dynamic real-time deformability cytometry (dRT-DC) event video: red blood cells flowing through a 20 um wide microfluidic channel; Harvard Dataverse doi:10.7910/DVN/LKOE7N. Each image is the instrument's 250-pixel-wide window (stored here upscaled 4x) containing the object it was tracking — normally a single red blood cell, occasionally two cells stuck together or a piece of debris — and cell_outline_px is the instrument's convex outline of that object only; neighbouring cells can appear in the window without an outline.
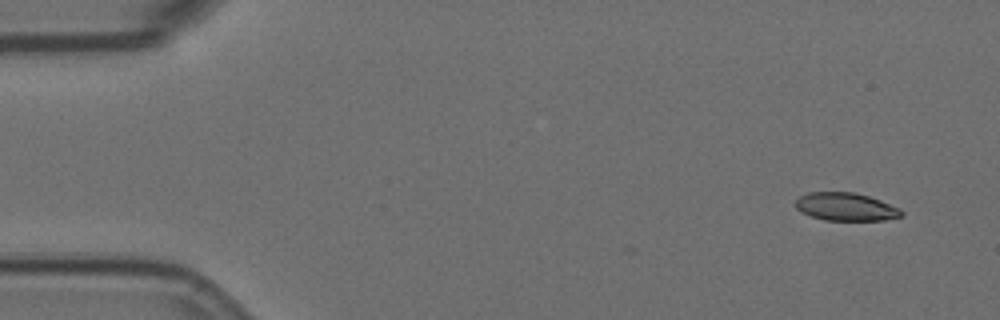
{"species": "Egyptian fruit bat (a non-hibernating species)", "species_latin": "Rousettus aegyptiacus", "temperature_condition": "room temperature", "stored_images_in_passage": 54, "camera_frame_rate_fps": 3000, "um_per_image_px": 0.085, "animal": {"sex": "female"}, "frame": {"image": 1, "passage_image": 1, "time_ms": 0.0, "image_size_px": [1000, 320], "cell_outline_px": [[904, 212], [900, 216], [884, 220], [824, 220], [800, 212], [796, 208], [796, 200], [800, 196], [808, 192], [856, 192], [880, 200], [900, 208]], "centroid_in_image_um": [71.88, 17.57], "position_along_channel_um": 13.1, "area_um2": 17.22}}
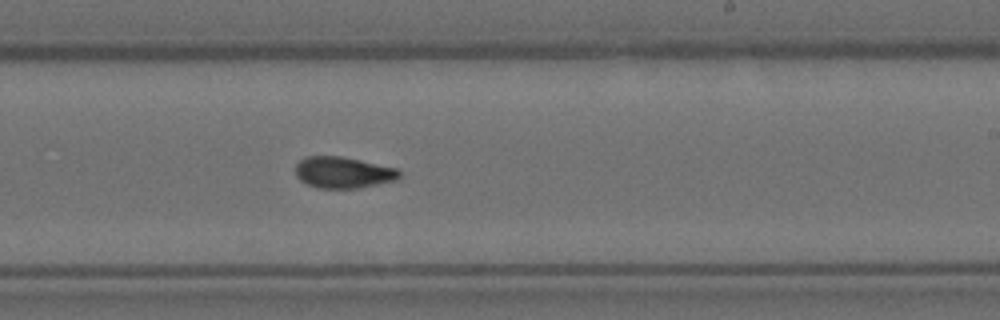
{"frame": {"image": 2, "passage_image": 31, "time_ms": 10.0, "image_size_px": [1000, 320], "cell_outline_px": [[400, 176], [396, 180], [360, 188], [316, 188], [300, 180], [296, 176], [296, 164], [300, 160], [308, 156], [340, 156], [360, 160], [396, 168], [400, 172]], "centroid_in_image_um": [29.16, 14.66], "position_along_channel_um": 259.8, "area_um2": 18.9}}
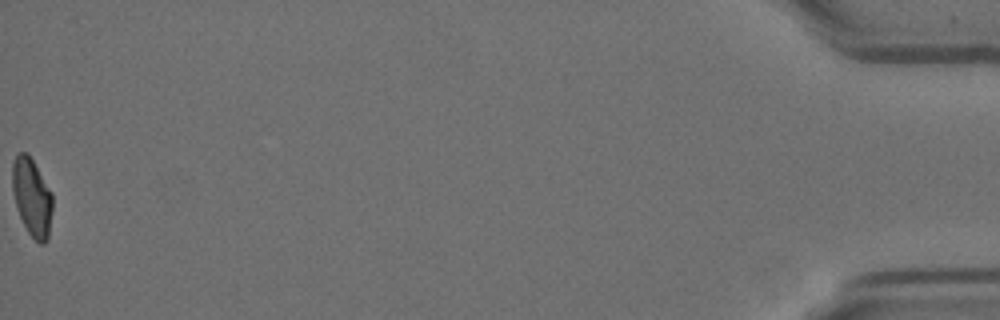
{"frame": {"image": 3, "passage_image": 54, "time_ms": 17.667, "image_size_px": [1000, 320], "cell_outline_px": [[52, 212], [48, 240], [44, 244], [40, 244], [28, 232], [16, 208], [12, 192], [12, 164], [16, 156], [20, 152], [24, 152], [32, 160], [52, 192]], "centroid_in_image_um": [2.71, 16.79], "position_along_channel_um": 432.5, "area_um2": 18.15}, "authors_computed_cell_mechanics": {"area_um2": 18.8717, "velocity_mm_per_s": 3.6076, "shape_relaxation_time_tau1_ms": null, "shape_relaxation_time_tau2_ms": 3.0761, "deformation_change_tau1": null, "deformation_change_tau2": 0.08}}